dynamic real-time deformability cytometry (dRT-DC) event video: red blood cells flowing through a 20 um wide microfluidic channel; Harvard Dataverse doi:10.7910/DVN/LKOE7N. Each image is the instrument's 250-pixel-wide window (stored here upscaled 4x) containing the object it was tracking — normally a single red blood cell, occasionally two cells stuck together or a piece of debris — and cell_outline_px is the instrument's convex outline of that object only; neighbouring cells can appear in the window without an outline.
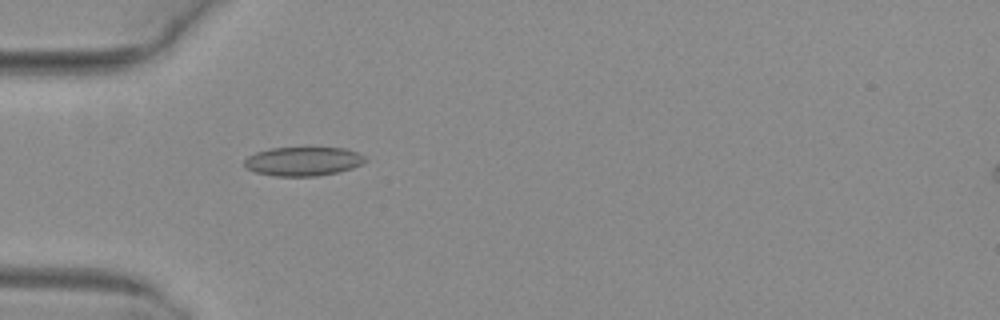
{"species": "common noctule bat (a hibernating species)", "species_latin": "Nyctalus noctula", "temperature_condition": "warm", "stored_images_in_passage": 45, "camera_frame_rate_fps": 3000, "um_per_image_px": 0.085, "animal": {"sex": "female", "body_mass_g": 29.2, "forearm_length_mm": 56.3}, "frame": {"image": 1, "passage_image": 10, "time_ms": 3.0, "image_size_px": [1000, 320], "cell_outline_px": [[368, 160], [352, 168], [336, 172], [316, 176], [276, 176], [256, 172], [248, 168], [244, 164], [244, 160], [248, 156], [256, 152], [268, 148], [344, 148], [356, 152], [364, 156]], "centroid_in_image_um": [25.75, 13.71], "position_along_channel_um": 59.2, "area_um2": 20.17}}
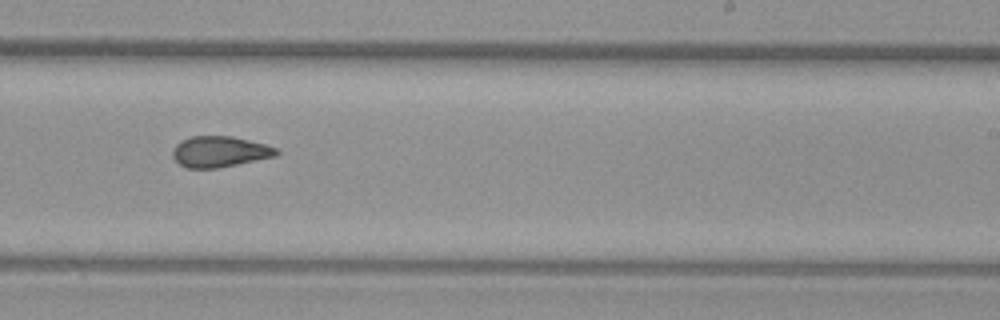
{"frame": {"image": 2, "passage_image": 26, "time_ms": 8.333, "image_size_px": [1000, 320], "cell_outline_px": [[280, 152], [276, 156], [220, 168], [188, 168], [180, 164], [172, 156], [172, 148], [180, 140], [192, 136], [232, 136], [264, 144], [276, 148]], "centroid_in_image_um": [18.65, 12.89], "position_along_channel_um": 270.3, "area_um2": 18.73}}
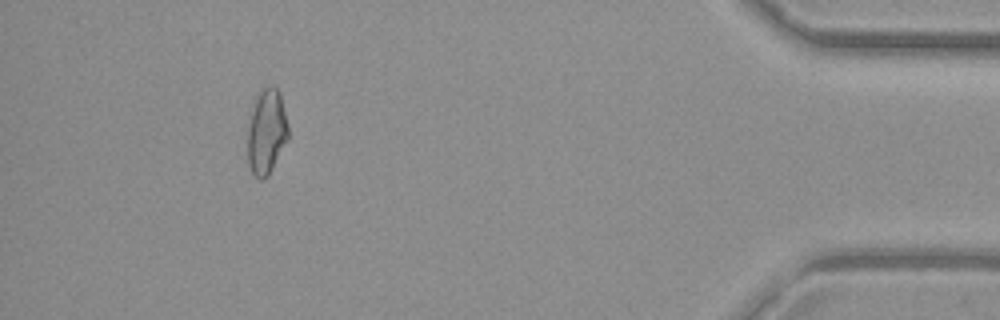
{"frame": {"image": 3, "passage_image": 41, "time_ms": 13.333, "image_size_px": [1000, 320], "cell_outline_px": [[288, 140], [268, 176], [264, 180], [260, 180], [252, 172], [248, 164], [248, 124], [256, 96], [260, 88], [268, 84], [272, 84], [280, 92], [288, 124]], "centroid_in_image_um": [22.66, 11.16], "position_along_channel_um": 412.5, "area_um2": 20.46}, "authors_computed_cell_mechanics": {"area_um2": 19.5364, "velocity_mm_per_s": 4.0537, "shape_relaxation_time_tau1_ms": null, "shape_relaxation_time_tau2_ms": 2.2903, "deformation_change_tau1": null, "deformation_change_tau2": 0.0879}}